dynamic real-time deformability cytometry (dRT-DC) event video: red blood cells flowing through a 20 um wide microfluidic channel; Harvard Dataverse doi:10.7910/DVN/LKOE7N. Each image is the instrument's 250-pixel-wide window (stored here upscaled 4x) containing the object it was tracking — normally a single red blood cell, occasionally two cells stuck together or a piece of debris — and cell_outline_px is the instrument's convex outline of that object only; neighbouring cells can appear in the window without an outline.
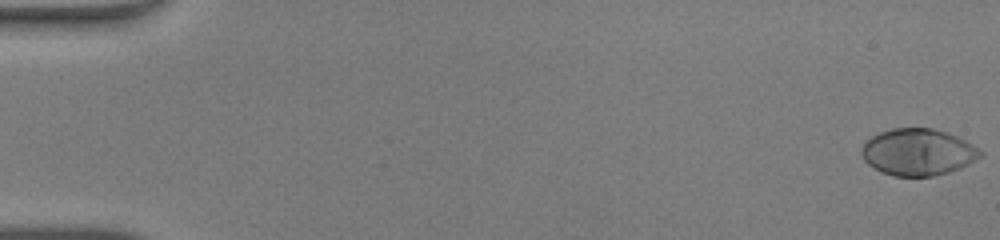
{"species": "human", "species_latin": "Homo sapiens", "temperature_condition": "warm", "stored_images_in_passage": 49, "camera_frame_rate_fps": 3000, "um_per_image_px": 0.085, "donor": {"sex": "male"}, "frame": {"image": 1, "passage_image": 1, "time_ms": 0.0, "image_size_px": [1000, 240], "cell_outline_px": [[984, 156], [960, 168], [948, 172], [932, 176], [892, 176], [880, 172], [868, 164], [864, 160], [860, 152], [860, 148], [872, 136], [880, 132], [892, 128], [932, 128], [948, 132], [972, 144], [984, 152]], "centroid_in_image_um": [78.03, 12.93], "position_along_channel_um": 7.0, "area_um2": 32.54}}
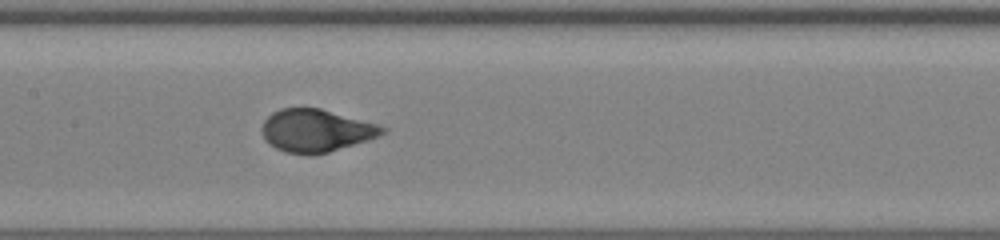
{"frame": {"image": 2, "passage_image": 25, "time_ms": 8.0, "image_size_px": [1000, 240], "cell_outline_px": [[388, 128], [380, 136], [368, 140], [328, 152], [308, 156], [284, 152], [276, 148], [264, 140], [260, 132], [260, 128], [264, 120], [272, 112], [280, 108], [320, 108], [380, 124]], "centroid_in_image_um": [26.84, 11.1], "position_along_channel_um": 180.6, "area_um2": 30.4}}
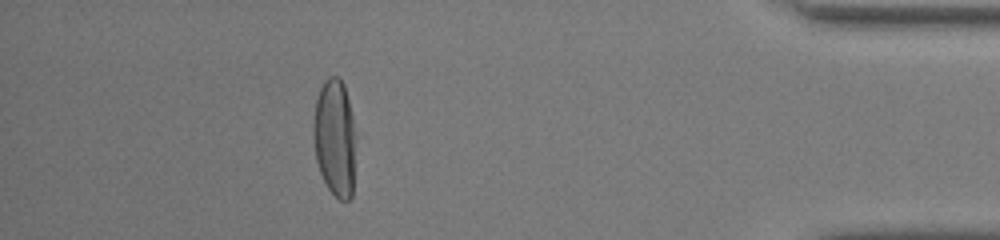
{"frame": {"image": 3, "passage_image": 44, "time_ms": 14.333, "image_size_px": [1000, 240], "cell_outline_px": [[356, 136], [352, 196], [348, 200], [340, 200], [328, 188], [320, 172], [316, 160], [312, 136], [316, 100], [320, 88], [324, 80], [328, 76], [336, 76], [344, 84], [356, 132]], "centroid_in_image_um": [28.46, 11.72], "position_along_channel_um": 406.7, "area_um2": 29.19}, "authors_computed_cell_mechanics": {"area_um2": 30.8652, "velocity_mm_per_s": 4.2984, "shape_relaxation_time_tau1_ms": 3.2311, "shape_relaxation_time_tau2_ms": null, "deformation_change_tau1": 0.2265, "deformation_change_tau2": null}}